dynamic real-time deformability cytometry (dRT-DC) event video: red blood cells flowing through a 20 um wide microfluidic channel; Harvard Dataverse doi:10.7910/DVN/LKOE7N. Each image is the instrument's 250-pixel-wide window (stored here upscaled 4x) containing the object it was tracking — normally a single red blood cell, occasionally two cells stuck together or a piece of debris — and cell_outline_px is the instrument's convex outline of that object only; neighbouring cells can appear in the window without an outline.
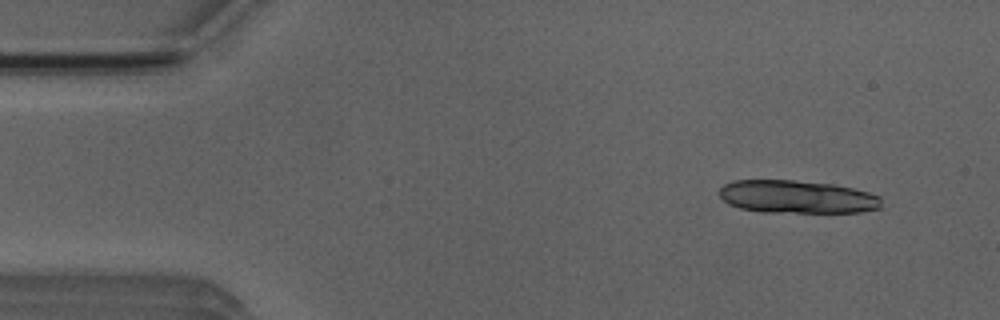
{"species": "Egyptian fruit bat (a non-hibernating species)", "species_latin": "Rousettus aegyptiacus", "temperature_condition": "room temperature", "stored_images_in_passage": 4, "camera_frame_rate_fps": 3000, "um_per_image_px": 0.085, "animal": {"sex": "male"}, "frame": {"image": 1, "passage_image": 1, "time_ms": 0.0, "image_size_px": [1000, 320], "cell_outline_px": [[884, 208], [860, 212], [764, 212], [740, 208], [728, 204], [720, 196], [720, 188], [724, 184], [732, 180], [796, 180], [832, 184], [852, 188], [868, 192], [880, 196]], "centroid_in_image_um": [67.78, 16.73], "position_along_channel_um": 17.2, "area_um2": 31.33}}